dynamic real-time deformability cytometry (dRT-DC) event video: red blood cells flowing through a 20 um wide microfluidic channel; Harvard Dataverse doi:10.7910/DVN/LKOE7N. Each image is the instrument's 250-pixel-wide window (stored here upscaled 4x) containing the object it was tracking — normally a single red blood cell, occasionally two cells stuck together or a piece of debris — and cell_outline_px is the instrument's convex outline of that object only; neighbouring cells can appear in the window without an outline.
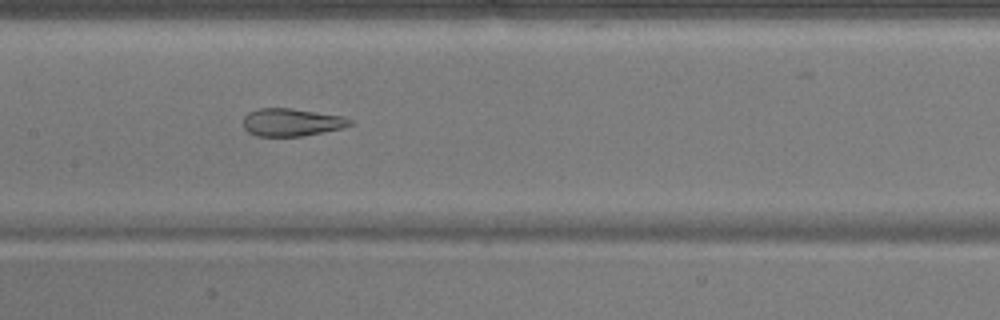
{"species": "common noctule bat (a hibernating species)", "species_latin": "Nyctalus noctula", "temperature_condition": "warm", "stored_images_in_passage": 25, "camera_frame_rate_fps": 3000, "um_per_image_px": 0.085, "animal": {"sex": "male", "body_mass_g": 17.9}, "frame": {"image": 1, "passage_image": 25, "time_ms": 8.0, "image_size_px": [1000, 320], "cell_outline_px": [[352, 124], [340, 128], [300, 136], [256, 136], [248, 132], [244, 128], [244, 116], [248, 112], [260, 108], [292, 108], [344, 116], [352, 120]], "centroid_in_image_um": [24.76, 10.38], "position_along_channel_um": 182.6, "area_um2": 17.11}}